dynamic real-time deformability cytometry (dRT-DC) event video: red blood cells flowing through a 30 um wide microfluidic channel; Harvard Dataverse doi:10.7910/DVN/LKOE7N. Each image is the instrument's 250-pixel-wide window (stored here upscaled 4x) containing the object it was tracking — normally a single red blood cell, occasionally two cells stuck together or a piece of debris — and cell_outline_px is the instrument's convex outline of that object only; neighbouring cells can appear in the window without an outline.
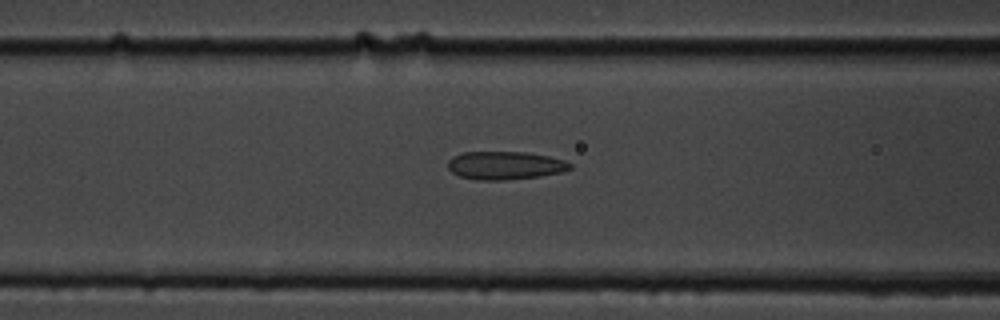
{"species": "common noctule bat (a hibernating species)", "species_latin": "Nyctalus noctula", "temperature_condition": "cold", "stored_images_in_passage": 52, "camera_frame_rate_fps": 3000, "um_per_image_px": 0.085, "animal": {"sex": "male", "body_mass_g": 19.5, "forearm_length_mm": 54.6}, "frame": {"image": 1, "passage_image": 22, "time_ms": 7.0, "image_size_px": [1000, 320], "cell_outline_px": [[572, 168], [564, 172], [540, 176], [504, 180], [476, 180], [460, 176], [452, 172], [448, 168], [448, 160], [452, 156], [464, 152], [524, 152], [548, 156], [564, 160], [572, 164]], "centroid_in_image_um": [42.93, 14.06], "position_along_channel_um": 123.7, "area_um2": 20.11}}
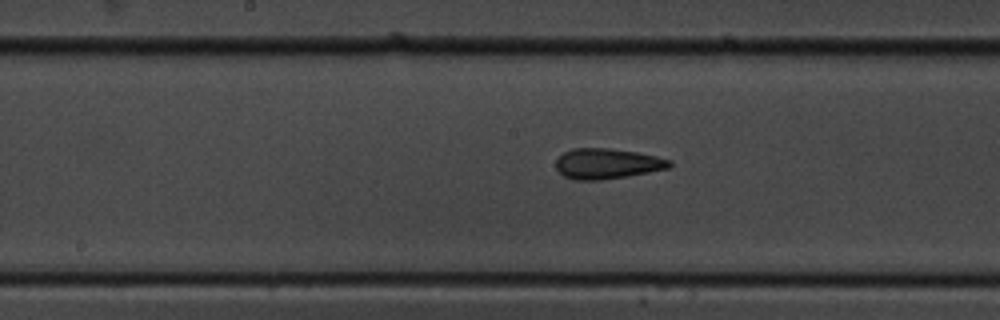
{"frame": {"image": 2, "passage_image": 28, "time_ms": 9.0, "image_size_px": [1000, 320], "cell_outline_px": [[672, 164], [668, 168], [648, 172], [600, 180], [572, 180], [564, 176], [556, 168], [556, 160], [564, 152], [572, 148], [608, 148], [636, 152], [656, 156], [672, 160]], "centroid_in_image_um": [51.58, 13.91], "position_along_channel_um": 196.6, "area_um2": 20.0}}
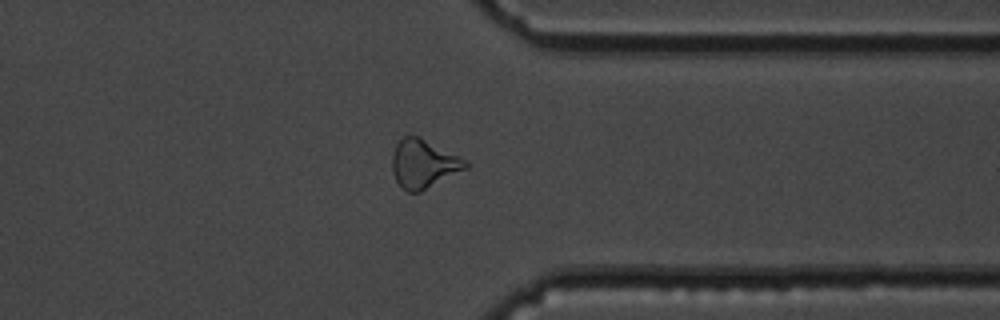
{"frame": {"image": 3, "passage_image": 43, "time_ms": 14.0, "image_size_px": [1000, 320], "cell_outline_px": [[468, 168], [420, 192], [408, 192], [396, 180], [392, 172], [392, 156], [396, 144], [404, 136], [416, 136], [460, 156], [468, 160]], "centroid_in_image_um": [36.01, 13.93], "position_along_channel_um": 375.4, "area_um2": 20.52}}